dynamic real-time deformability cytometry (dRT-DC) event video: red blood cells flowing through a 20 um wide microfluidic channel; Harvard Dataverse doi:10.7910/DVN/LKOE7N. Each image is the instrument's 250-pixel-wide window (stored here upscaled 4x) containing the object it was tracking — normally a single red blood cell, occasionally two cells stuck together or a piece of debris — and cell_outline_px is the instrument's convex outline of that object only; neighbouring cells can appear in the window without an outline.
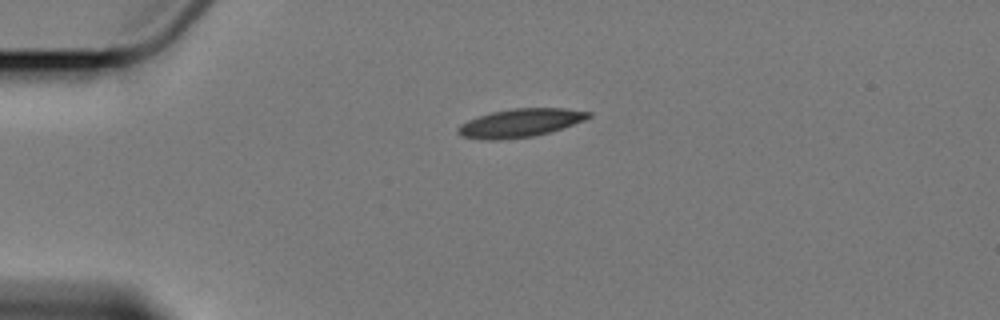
{"species": "Egyptian fruit bat (a non-hibernating species)", "species_latin": "Rousettus aegyptiacus", "temperature_condition": "cold", "stored_images_in_passage": 2, "camera_frame_rate_fps": 3000, "um_per_image_px": 0.085, "animal": {"sex": "female"}, "frame": {"image": 1, "passage_image": 1, "time_ms": 0.0, "image_size_px": [1000, 320], "cell_outline_px": [[592, 116], [584, 120], [548, 132], [532, 136], [496, 140], [488, 140], [464, 136], [456, 132], [456, 128], [460, 124], [468, 120], [492, 112], [512, 108], [564, 108], [592, 112]], "centroid_in_image_um": [44.21, 10.43], "position_along_channel_um": 40.8, "area_um2": 21.21}}